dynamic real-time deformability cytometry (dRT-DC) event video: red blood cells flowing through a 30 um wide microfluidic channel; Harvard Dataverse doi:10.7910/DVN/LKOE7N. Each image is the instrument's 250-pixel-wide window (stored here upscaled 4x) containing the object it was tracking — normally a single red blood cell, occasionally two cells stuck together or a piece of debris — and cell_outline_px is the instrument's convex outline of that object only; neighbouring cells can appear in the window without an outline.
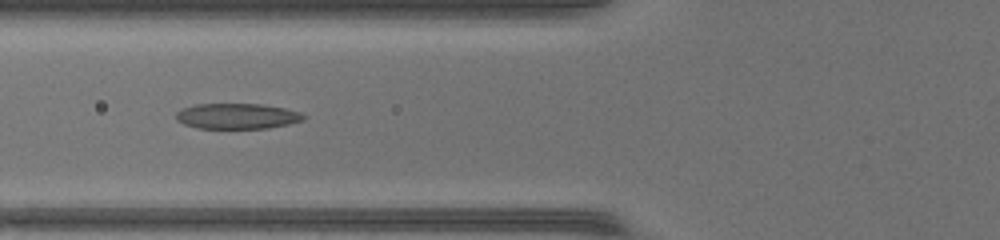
{"species": "common noctule bat (a hibernating species)", "species_latin": "Nyctalus noctula", "temperature_condition": "warm", "stored_images_in_passage": 33, "camera_frame_rate_fps": 3000, "um_per_image_px": 0.085, "animal": {"sex": "female", "body_mass_g": 17.0, "forearm_length_mm": 48.0}, "frame": {"image": 1, "passage_image": 5, "time_ms": 1.333, "image_size_px": [1000, 240], "cell_outline_px": [[308, 116], [304, 120], [288, 124], [268, 128], [196, 128], [184, 124], [176, 120], [176, 112], [180, 108], [196, 104], [260, 104], [284, 108], [300, 112]], "centroid_in_image_um": [20.14, 9.87], "position_along_channel_um": 105.7, "area_um2": 19.07}}
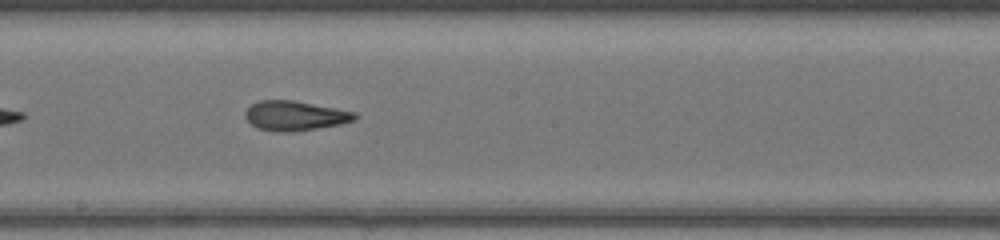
{"frame": {"image": 2, "passage_image": 13, "time_ms": 4.0, "image_size_px": [1000, 240], "cell_outline_px": [[360, 116], [356, 120], [340, 124], [292, 132], [276, 132], [256, 128], [244, 116], [244, 112], [252, 104], [260, 100], [292, 100], [356, 112]], "centroid_in_image_um": [25.08, 9.84], "position_along_channel_um": 223.1, "area_um2": 18.96}}
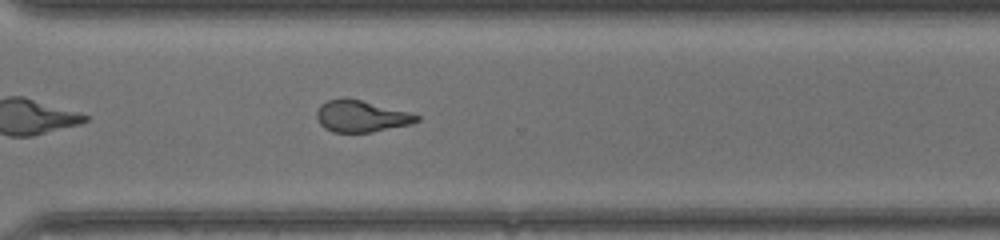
{"frame": {"image": 3, "passage_image": 21, "time_ms": 6.667, "image_size_px": [1000, 240], "cell_outline_px": [[420, 120], [412, 124], [372, 132], [332, 132], [324, 128], [320, 124], [316, 116], [316, 112], [320, 104], [328, 100], [344, 96], [408, 112], [420, 116]], "centroid_in_image_um": [30.67, 9.87], "position_along_channel_um": 339.9, "area_um2": 18.5}, "authors_computed_cell_mechanics": {"area_um2": 18.9584, "velocity_mm_per_s": 4.4046, "shape_relaxation_time_tau1_ms": 7.056, "shape_relaxation_time_tau2_ms": 2.1434, "deformation_change_tau1": 0.2369, "deformation_change_tau2": 0.1172}}